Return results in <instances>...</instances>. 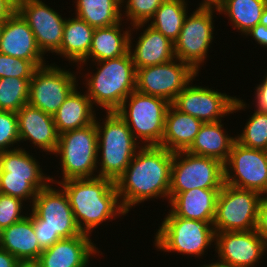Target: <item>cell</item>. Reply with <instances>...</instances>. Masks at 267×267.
Segmentation results:
<instances>
[{
    "label": "cell",
    "instance_id": "cell-1",
    "mask_svg": "<svg viewBox=\"0 0 267 267\" xmlns=\"http://www.w3.org/2000/svg\"><path fill=\"white\" fill-rule=\"evenodd\" d=\"M173 152L161 146H142L115 186L120 203L128 214L145 201L163 198L169 202Z\"/></svg>",
    "mask_w": 267,
    "mask_h": 267
},
{
    "label": "cell",
    "instance_id": "cell-2",
    "mask_svg": "<svg viewBox=\"0 0 267 267\" xmlns=\"http://www.w3.org/2000/svg\"><path fill=\"white\" fill-rule=\"evenodd\" d=\"M58 185L66 193L82 233L91 235L103 222H112L127 214L120 203L115 182L109 178L68 179Z\"/></svg>",
    "mask_w": 267,
    "mask_h": 267
},
{
    "label": "cell",
    "instance_id": "cell-3",
    "mask_svg": "<svg viewBox=\"0 0 267 267\" xmlns=\"http://www.w3.org/2000/svg\"><path fill=\"white\" fill-rule=\"evenodd\" d=\"M92 63L96 70L81 74L84 77L82 84L87 88L85 91L93 106L105 112H116L136 89V68L132 55L128 51L121 57Z\"/></svg>",
    "mask_w": 267,
    "mask_h": 267
},
{
    "label": "cell",
    "instance_id": "cell-4",
    "mask_svg": "<svg viewBox=\"0 0 267 267\" xmlns=\"http://www.w3.org/2000/svg\"><path fill=\"white\" fill-rule=\"evenodd\" d=\"M48 184L38 191L30 210L33 211V228L42 250L57 241L81 235L64 190Z\"/></svg>",
    "mask_w": 267,
    "mask_h": 267
},
{
    "label": "cell",
    "instance_id": "cell-5",
    "mask_svg": "<svg viewBox=\"0 0 267 267\" xmlns=\"http://www.w3.org/2000/svg\"><path fill=\"white\" fill-rule=\"evenodd\" d=\"M105 114L102 123L98 121V115L95 118L98 135L97 176L115 182L142 145L116 112Z\"/></svg>",
    "mask_w": 267,
    "mask_h": 267
},
{
    "label": "cell",
    "instance_id": "cell-6",
    "mask_svg": "<svg viewBox=\"0 0 267 267\" xmlns=\"http://www.w3.org/2000/svg\"><path fill=\"white\" fill-rule=\"evenodd\" d=\"M30 154L23 146L0 152V193L29 202V207L38 191L51 184L41 162Z\"/></svg>",
    "mask_w": 267,
    "mask_h": 267
},
{
    "label": "cell",
    "instance_id": "cell-7",
    "mask_svg": "<svg viewBox=\"0 0 267 267\" xmlns=\"http://www.w3.org/2000/svg\"><path fill=\"white\" fill-rule=\"evenodd\" d=\"M160 224L153 242L158 252H176L191 258L194 256L202 259L207 250L215 245L213 223L165 216Z\"/></svg>",
    "mask_w": 267,
    "mask_h": 267
},
{
    "label": "cell",
    "instance_id": "cell-8",
    "mask_svg": "<svg viewBox=\"0 0 267 267\" xmlns=\"http://www.w3.org/2000/svg\"><path fill=\"white\" fill-rule=\"evenodd\" d=\"M98 135L95 121L88 126L67 131L59 135L58 146L53 154L60 158L62 179L54 180L52 184L76 179L93 178L97 176ZM55 181V182H54Z\"/></svg>",
    "mask_w": 267,
    "mask_h": 267
},
{
    "label": "cell",
    "instance_id": "cell-9",
    "mask_svg": "<svg viewBox=\"0 0 267 267\" xmlns=\"http://www.w3.org/2000/svg\"><path fill=\"white\" fill-rule=\"evenodd\" d=\"M170 104L161 97L135 90L123 101L116 113L126 122L140 145L160 146Z\"/></svg>",
    "mask_w": 267,
    "mask_h": 267
},
{
    "label": "cell",
    "instance_id": "cell-10",
    "mask_svg": "<svg viewBox=\"0 0 267 267\" xmlns=\"http://www.w3.org/2000/svg\"><path fill=\"white\" fill-rule=\"evenodd\" d=\"M195 78L176 96L171 103L180 112L201 120L203 123L222 121L225 116L246 111L250 104L240 97L221 93L208 86L193 85Z\"/></svg>",
    "mask_w": 267,
    "mask_h": 267
},
{
    "label": "cell",
    "instance_id": "cell-11",
    "mask_svg": "<svg viewBox=\"0 0 267 267\" xmlns=\"http://www.w3.org/2000/svg\"><path fill=\"white\" fill-rule=\"evenodd\" d=\"M214 13L218 15V9H194L186 16L180 34L174 42L175 58L189 64L197 73L202 65L206 64L209 48L211 49L215 38Z\"/></svg>",
    "mask_w": 267,
    "mask_h": 267
},
{
    "label": "cell",
    "instance_id": "cell-12",
    "mask_svg": "<svg viewBox=\"0 0 267 267\" xmlns=\"http://www.w3.org/2000/svg\"><path fill=\"white\" fill-rule=\"evenodd\" d=\"M224 183L225 171L221 161L188 151L173 153L169 195L193 188H222Z\"/></svg>",
    "mask_w": 267,
    "mask_h": 267
},
{
    "label": "cell",
    "instance_id": "cell-13",
    "mask_svg": "<svg viewBox=\"0 0 267 267\" xmlns=\"http://www.w3.org/2000/svg\"><path fill=\"white\" fill-rule=\"evenodd\" d=\"M259 192L241 189L224 183L216 202L213 222L215 232L251 231L256 229Z\"/></svg>",
    "mask_w": 267,
    "mask_h": 267
},
{
    "label": "cell",
    "instance_id": "cell-14",
    "mask_svg": "<svg viewBox=\"0 0 267 267\" xmlns=\"http://www.w3.org/2000/svg\"><path fill=\"white\" fill-rule=\"evenodd\" d=\"M78 72L61 68L55 62L38 67L29 83L28 104L54 116L65 99L78 87V80L82 79L77 77Z\"/></svg>",
    "mask_w": 267,
    "mask_h": 267
},
{
    "label": "cell",
    "instance_id": "cell-15",
    "mask_svg": "<svg viewBox=\"0 0 267 267\" xmlns=\"http://www.w3.org/2000/svg\"><path fill=\"white\" fill-rule=\"evenodd\" d=\"M198 73L177 58L159 65L136 69V91L172 103Z\"/></svg>",
    "mask_w": 267,
    "mask_h": 267
},
{
    "label": "cell",
    "instance_id": "cell-16",
    "mask_svg": "<svg viewBox=\"0 0 267 267\" xmlns=\"http://www.w3.org/2000/svg\"><path fill=\"white\" fill-rule=\"evenodd\" d=\"M224 171L226 184L267 194V151L248 148L235 141Z\"/></svg>",
    "mask_w": 267,
    "mask_h": 267
},
{
    "label": "cell",
    "instance_id": "cell-17",
    "mask_svg": "<svg viewBox=\"0 0 267 267\" xmlns=\"http://www.w3.org/2000/svg\"><path fill=\"white\" fill-rule=\"evenodd\" d=\"M17 12L31 28L44 56L60 50L66 17L42 0H17Z\"/></svg>",
    "mask_w": 267,
    "mask_h": 267
},
{
    "label": "cell",
    "instance_id": "cell-18",
    "mask_svg": "<svg viewBox=\"0 0 267 267\" xmlns=\"http://www.w3.org/2000/svg\"><path fill=\"white\" fill-rule=\"evenodd\" d=\"M215 257L233 267H256L266 255L267 244L251 231L215 232Z\"/></svg>",
    "mask_w": 267,
    "mask_h": 267
},
{
    "label": "cell",
    "instance_id": "cell-19",
    "mask_svg": "<svg viewBox=\"0 0 267 267\" xmlns=\"http://www.w3.org/2000/svg\"><path fill=\"white\" fill-rule=\"evenodd\" d=\"M91 236L82 233L61 239L43 250L36 262L40 267H88L93 256L96 258L103 255L100 248L92 242Z\"/></svg>",
    "mask_w": 267,
    "mask_h": 267
},
{
    "label": "cell",
    "instance_id": "cell-20",
    "mask_svg": "<svg viewBox=\"0 0 267 267\" xmlns=\"http://www.w3.org/2000/svg\"><path fill=\"white\" fill-rule=\"evenodd\" d=\"M17 117L21 144L29 141L34 149L39 148L42 152H46V155L55 153L59 134L52 115L26 104L17 112Z\"/></svg>",
    "mask_w": 267,
    "mask_h": 267
},
{
    "label": "cell",
    "instance_id": "cell-21",
    "mask_svg": "<svg viewBox=\"0 0 267 267\" xmlns=\"http://www.w3.org/2000/svg\"><path fill=\"white\" fill-rule=\"evenodd\" d=\"M0 53L32 61L37 67L48 64L37 46L35 36L27 22L16 11L3 23Z\"/></svg>",
    "mask_w": 267,
    "mask_h": 267
},
{
    "label": "cell",
    "instance_id": "cell-22",
    "mask_svg": "<svg viewBox=\"0 0 267 267\" xmlns=\"http://www.w3.org/2000/svg\"><path fill=\"white\" fill-rule=\"evenodd\" d=\"M140 30H142L139 34L140 36L137 38V41H134L136 43L133 44L134 36L132 34ZM129 51L136 69L167 63L175 58L174 43L162 33L147 25V23L131 26Z\"/></svg>",
    "mask_w": 267,
    "mask_h": 267
},
{
    "label": "cell",
    "instance_id": "cell-23",
    "mask_svg": "<svg viewBox=\"0 0 267 267\" xmlns=\"http://www.w3.org/2000/svg\"><path fill=\"white\" fill-rule=\"evenodd\" d=\"M220 190L221 188H193L177 195H169L170 210L166 216H177L213 223Z\"/></svg>",
    "mask_w": 267,
    "mask_h": 267
},
{
    "label": "cell",
    "instance_id": "cell-24",
    "mask_svg": "<svg viewBox=\"0 0 267 267\" xmlns=\"http://www.w3.org/2000/svg\"><path fill=\"white\" fill-rule=\"evenodd\" d=\"M122 23L125 24L122 20L110 27L95 28L87 58L76 68V70H79V74H81V71H84V66L88 65L87 62L91 58V62L104 61L121 57L129 51L131 25L129 24L128 28H123Z\"/></svg>",
    "mask_w": 267,
    "mask_h": 267
},
{
    "label": "cell",
    "instance_id": "cell-25",
    "mask_svg": "<svg viewBox=\"0 0 267 267\" xmlns=\"http://www.w3.org/2000/svg\"><path fill=\"white\" fill-rule=\"evenodd\" d=\"M29 211L30 209L22 220L3 229L0 244V248L8 251L20 262L37 261L43 251L34 232L33 211Z\"/></svg>",
    "mask_w": 267,
    "mask_h": 267
},
{
    "label": "cell",
    "instance_id": "cell-26",
    "mask_svg": "<svg viewBox=\"0 0 267 267\" xmlns=\"http://www.w3.org/2000/svg\"><path fill=\"white\" fill-rule=\"evenodd\" d=\"M202 124L201 120L180 112L170 104L165 116V130L160 146L173 153L187 151Z\"/></svg>",
    "mask_w": 267,
    "mask_h": 267
},
{
    "label": "cell",
    "instance_id": "cell-27",
    "mask_svg": "<svg viewBox=\"0 0 267 267\" xmlns=\"http://www.w3.org/2000/svg\"><path fill=\"white\" fill-rule=\"evenodd\" d=\"M222 122L203 123L187 151L194 155L217 159L225 164L236 141V136L229 135Z\"/></svg>",
    "mask_w": 267,
    "mask_h": 267
},
{
    "label": "cell",
    "instance_id": "cell-28",
    "mask_svg": "<svg viewBox=\"0 0 267 267\" xmlns=\"http://www.w3.org/2000/svg\"><path fill=\"white\" fill-rule=\"evenodd\" d=\"M94 107L86 91L82 94L76 87L53 116L58 134L92 124L96 118Z\"/></svg>",
    "mask_w": 267,
    "mask_h": 267
},
{
    "label": "cell",
    "instance_id": "cell-29",
    "mask_svg": "<svg viewBox=\"0 0 267 267\" xmlns=\"http://www.w3.org/2000/svg\"><path fill=\"white\" fill-rule=\"evenodd\" d=\"M95 28L76 15L66 18L60 50L56 55L78 67L90 51ZM71 62V63H70ZM77 65V66H76Z\"/></svg>",
    "mask_w": 267,
    "mask_h": 267
},
{
    "label": "cell",
    "instance_id": "cell-30",
    "mask_svg": "<svg viewBox=\"0 0 267 267\" xmlns=\"http://www.w3.org/2000/svg\"><path fill=\"white\" fill-rule=\"evenodd\" d=\"M74 15L94 28L110 27L122 21L121 0H75Z\"/></svg>",
    "mask_w": 267,
    "mask_h": 267
},
{
    "label": "cell",
    "instance_id": "cell-31",
    "mask_svg": "<svg viewBox=\"0 0 267 267\" xmlns=\"http://www.w3.org/2000/svg\"><path fill=\"white\" fill-rule=\"evenodd\" d=\"M267 0H225L218 8L219 15L227 16L234 30L241 36L260 23Z\"/></svg>",
    "mask_w": 267,
    "mask_h": 267
},
{
    "label": "cell",
    "instance_id": "cell-32",
    "mask_svg": "<svg viewBox=\"0 0 267 267\" xmlns=\"http://www.w3.org/2000/svg\"><path fill=\"white\" fill-rule=\"evenodd\" d=\"M187 0H165L147 22L173 43L178 38L186 16L189 14Z\"/></svg>",
    "mask_w": 267,
    "mask_h": 267
},
{
    "label": "cell",
    "instance_id": "cell-33",
    "mask_svg": "<svg viewBox=\"0 0 267 267\" xmlns=\"http://www.w3.org/2000/svg\"><path fill=\"white\" fill-rule=\"evenodd\" d=\"M32 78H0V110L18 112L28 104L29 83Z\"/></svg>",
    "mask_w": 267,
    "mask_h": 267
},
{
    "label": "cell",
    "instance_id": "cell-34",
    "mask_svg": "<svg viewBox=\"0 0 267 267\" xmlns=\"http://www.w3.org/2000/svg\"><path fill=\"white\" fill-rule=\"evenodd\" d=\"M241 134L235 135L241 145L267 151V113L253 110Z\"/></svg>",
    "mask_w": 267,
    "mask_h": 267
},
{
    "label": "cell",
    "instance_id": "cell-35",
    "mask_svg": "<svg viewBox=\"0 0 267 267\" xmlns=\"http://www.w3.org/2000/svg\"><path fill=\"white\" fill-rule=\"evenodd\" d=\"M164 1L165 0H121V8H123V10H121L122 20H127L126 24L130 23L131 26L147 23Z\"/></svg>",
    "mask_w": 267,
    "mask_h": 267
},
{
    "label": "cell",
    "instance_id": "cell-36",
    "mask_svg": "<svg viewBox=\"0 0 267 267\" xmlns=\"http://www.w3.org/2000/svg\"><path fill=\"white\" fill-rule=\"evenodd\" d=\"M19 144L17 113L0 110V152L19 148Z\"/></svg>",
    "mask_w": 267,
    "mask_h": 267
},
{
    "label": "cell",
    "instance_id": "cell-37",
    "mask_svg": "<svg viewBox=\"0 0 267 267\" xmlns=\"http://www.w3.org/2000/svg\"><path fill=\"white\" fill-rule=\"evenodd\" d=\"M38 67L30 60L0 53V78H32Z\"/></svg>",
    "mask_w": 267,
    "mask_h": 267
},
{
    "label": "cell",
    "instance_id": "cell-38",
    "mask_svg": "<svg viewBox=\"0 0 267 267\" xmlns=\"http://www.w3.org/2000/svg\"><path fill=\"white\" fill-rule=\"evenodd\" d=\"M25 201L0 193V226L4 229L27 216ZM24 205V206H23ZM24 213V214H23Z\"/></svg>",
    "mask_w": 267,
    "mask_h": 267
},
{
    "label": "cell",
    "instance_id": "cell-39",
    "mask_svg": "<svg viewBox=\"0 0 267 267\" xmlns=\"http://www.w3.org/2000/svg\"><path fill=\"white\" fill-rule=\"evenodd\" d=\"M256 231L267 244V195H262L259 201Z\"/></svg>",
    "mask_w": 267,
    "mask_h": 267
},
{
    "label": "cell",
    "instance_id": "cell-40",
    "mask_svg": "<svg viewBox=\"0 0 267 267\" xmlns=\"http://www.w3.org/2000/svg\"><path fill=\"white\" fill-rule=\"evenodd\" d=\"M266 75L263 76V80L255 86V93H254V98L252 104H254V108L256 111L260 112H266L267 113V72H265Z\"/></svg>",
    "mask_w": 267,
    "mask_h": 267
},
{
    "label": "cell",
    "instance_id": "cell-41",
    "mask_svg": "<svg viewBox=\"0 0 267 267\" xmlns=\"http://www.w3.org/2000/svg\"><path fill=\"white\" fill-rule=\"evenodd\" d=\"M245 38L248 36L252 37L256 44H259L260 47L267 48V27L262 24H257L254 28L248 31L245 34ZM267 50V49H266Z\"/></svg>",
    "mask_w": 267,
    "mask_h": 267
},
{
    "label": "cell",
    "instance_id": "cell-42",
    "mask_svg": "<svg viewBox=\"0 0 267 267\" xmlns=\"http://www.w3.org/2000/svg\"><path fill=\"white\" fill-rule=\"evenodd\" d=\"M17 11V0H0V21H5Z\"/></svg>",
    "mask_w": 267,
    "mask_h": 267
},
{
    "label": "cell",
    "instance_id": "cell-43",
    "mask_svg": "<svg viewBox=\"0 0 267 267\" xmlns=\"http://www.w3.org/2000/svg\"><path fill=\"white\" fill-rule=\"evenodd\" d=\"M19 263L15 256L0 248V267H17Z\"/></svg>",
    "mask_w": 267,
    "mask_h": 267
},
{
    "label": "cell",
    "instance_id": "cell-44",
    "mask_svg": "<svg viewBox=\"0 0 267 267\" xmlns=\"http://www.w3.org/2000/svg\"><path fill=\"white\" fill-rule=\"evenodd\" d=\"M225 0H202L197 7L218 9Z\"/></svg>",
    "mask_w": 267,
    "mask_h": 267
},
{
    "label": "cell",
    "instance_id": "cell-45",
    "mask_svg": "<svg viewBox=\"0 0 267 267\" xmlns=\"http://www.w3.org/2000/svg\"><path fill=\"white\" fill-rule=\"evenodd\" d=\"M198 267H233L231 266L230 264L226 263L225 261L223 260H220L219 258L217 259V261L215 260V262H209L207 264H202V266H198Z\"/></svg>",
    "mask_w": 267,
    "mask_h": 267
},
{
    "label": "cell",
    "instance_id": "cell-46",
    "mask_svg": "<svg viewBox=\"0 0 267 267\" xmlns=\"http://www.w3.org/2000/svg\"><path fill=\"white\" fill-rule=\"evenodd\" d=\"M17 267H40L36 261H24L20 262Z\"/></svg>",
    "mask_w": 267,
    "mask_h": 267
},
{
    "label": "cell",
    "instance_id": "cell-47",
    "mask_svg": "<svg viewBox=\"0 0 267 267\" xmlns=\"http://www.w3.org/2000/svg\"><path fill=\"white\" fill-rule=\"evenodd\" d=\"M260 24H262V25L267 27V6L263 10L262 16L260 18Z\"/></svg>",
    "mask_w": 267,
    "mask_h": 267
},
{
    "label": "cell",
    "instance_id": "cell-48",
    "mask_svg": "<svg viewBox=\"0 0 267 267\" xmlns=\"http://www.w3.org/2000/svg\"><path fill=\"white\" fill-rule=\"evenodd\" d=\"M2 233H3V228L0 226V244H1V241H2Z\"/></svg>",
    "mask_w": 267,
    "mask_h": 267
},
{
    "label": "cell",
    "instance_id": "cell-49",
    "mask_svg": "<svg viewBox=\"0 0 267 267\" xmlns=\"http://www.w3.org/2000/svg\"><path fill=\"white\" fill-rule=\"evenodd\" d=\"M3 23H4V21H0V36H1L2 28H3Z\"/></svg>",
    "mask_w": 267,
    "mask_h": 267
}]
</instances>
